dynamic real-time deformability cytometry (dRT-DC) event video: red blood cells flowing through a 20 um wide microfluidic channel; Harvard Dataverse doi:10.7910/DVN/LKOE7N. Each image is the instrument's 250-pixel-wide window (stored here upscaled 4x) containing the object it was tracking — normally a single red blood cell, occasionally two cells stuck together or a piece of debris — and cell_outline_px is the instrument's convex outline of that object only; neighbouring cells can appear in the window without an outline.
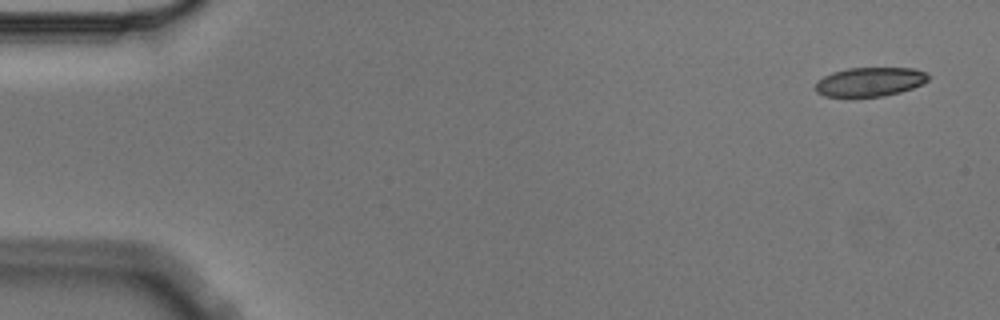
{"species": "Egyptian fruit bat (a non-hibernating species)", "species_latin": "Rousettus aegyptiacus", "temperature_condition": "cold", "stored_images_in_passage": 4, "camera_frame_rate_fps": 3000, "um_per_image_px": 0.085, "animal": {"sex": "male"}, "frame": {"image": 1, "passage_image": 1, "time_ms": 0.0, "image_size_px": [1000, 320], "cell_outline_px": [[928, 80], [912, 88], [900, 92], [884, 96], [824, 96], [816, 92], [816, 80], [832, 72], [848, 68], [912, 68], [924, 72], [928, 76]], "centroid_in_image_um": [73.9, 6.95], "position_along_channel_um": 11.1, "area_um2": 18.9}}